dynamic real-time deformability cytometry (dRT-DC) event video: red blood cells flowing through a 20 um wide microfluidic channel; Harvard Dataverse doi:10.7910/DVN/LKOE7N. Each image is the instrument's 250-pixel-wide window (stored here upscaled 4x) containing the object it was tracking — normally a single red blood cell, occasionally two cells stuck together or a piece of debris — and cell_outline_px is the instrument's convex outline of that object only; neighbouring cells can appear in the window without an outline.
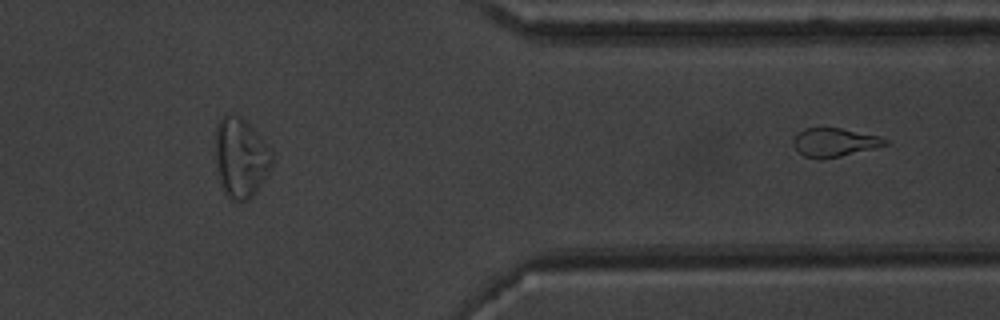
{"species": "common noctule bat (a hibernating species)", "species_latin": "Nyctalus noctula", "temperature_condition": "warm", "stored_images_in_passage": 43, "segment_of_instrument_passage": [2, 2], "camera_frame_rate_fps": 3000, "um_per_image_px": 0.085, "animal": {"sex": "male", "body_mass_g": 20.1, "forearm_length_mm": 53.5}, "frame": {"image": 1, "passage_image": 43, "time_ms": 14.0, "image_size_px": [1000, 320], "cell_outline_px": [[888, 144], [840, 156], [804, 156], [792, 144], [792, 140], [804, 128], [840, 128], [880, 136], [888, 140]], "centroid_in_image_um": [70.95, 12.06], "position_along_channel_um": 340.5, "area_um2": 14.57}}